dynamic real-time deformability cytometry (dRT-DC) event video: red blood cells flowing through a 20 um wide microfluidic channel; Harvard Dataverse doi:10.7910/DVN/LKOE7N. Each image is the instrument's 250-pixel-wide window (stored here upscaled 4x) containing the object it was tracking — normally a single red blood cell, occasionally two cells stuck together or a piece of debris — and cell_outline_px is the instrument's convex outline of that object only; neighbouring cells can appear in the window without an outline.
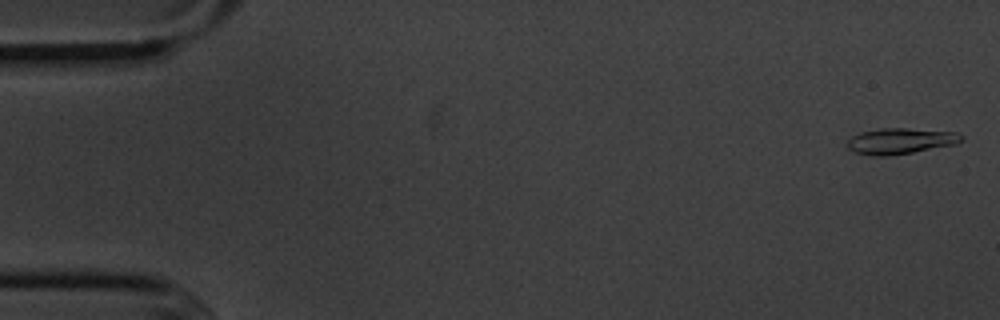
{"species": "common noctule bat (a hibernating species)", "species_latin": "Nyctalus noctula", "temperature_condition": "cold", "stored_images_in_passage": 56, "camera_frame_rate_fps": 3000, "um_per_image_px": 0.085, "animal": {"sex": "male", "body_mass_g": 20.1, "forearm_length_mm": 53.5}, "frame": {"image": 1, "passage_image": 2, "time_ms": 0.333, "image_size_px": [1000, 320], "cell_outline_px": [[964, 136], [956, 144], [912, 152], [888, 156], [872, 156], [856, 152], [848, 148], [844, 144], [852, 136], [860, 132], [880, 128], [904, 128], [956, 132]], "centroid_in_image_um": [76.48, 11.98], "position_along_channel_um": 8.5, "area_um2": 17.17}}
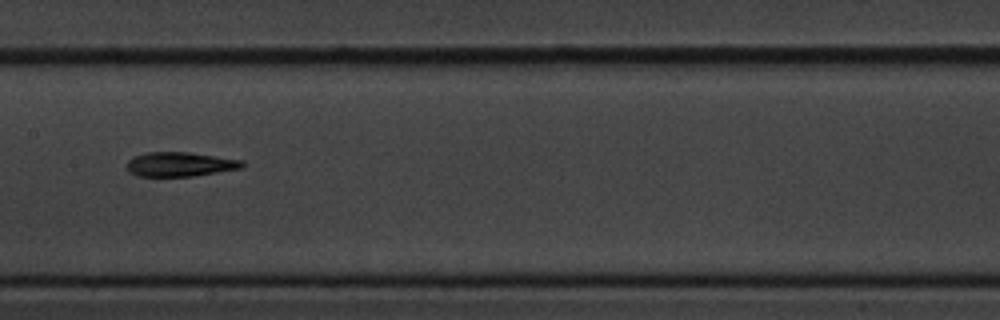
{"frame": {"image": 2, "passage_image": 28, "time_ms": 9.0, "image_size_px": [1000, 320], "cell_outline_px": [[244, 168], [192, 176], [136, 176], [128, 172], [128, 160], [132, 156], [148, 152], [188, 152], [244, 160]], "centroid_in_image_um": [15.31, 13.96], "position_along_channel_um": 192.1, "area_um2": 16.47}}
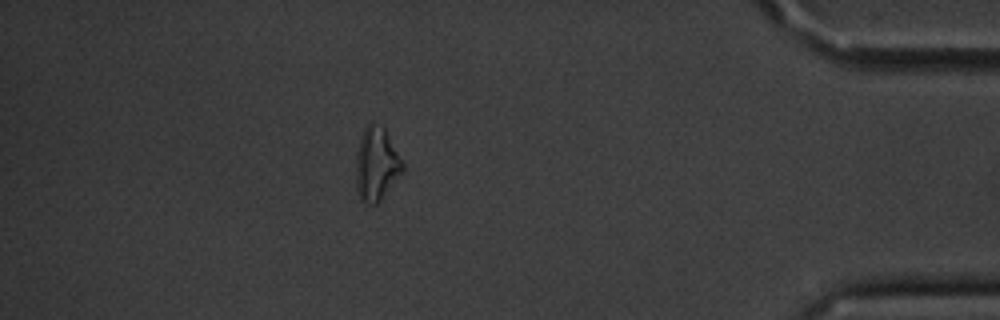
{"frame": {"image": 3, "passage_image": 49, "time_ms": 16.0, "image_size_px": [1000, 320], "cell_outline_px": [[404, 172], [380, 200], [376, 204], [364, 204], [360, 200], [356, 188], [356, 152], [364, 128], [372, 120], [384, 128], [404, 160]], "centroid_in_image_um": [32.01, 13.95], "position_along_channel_um": 403.2, "area_um2": 20.4}, "authors_computed_cell_mechanics": {"area_um2": 16.6753, "velocity_mm_per_s": 3.6257, "shape_relaxation_time_tau1_ms": 2.7226, "shape_relaxation_time_tau2_ms": 6.7338, "deformation_change_tau1": 0.1333, "deformation_change_tau2": 0.1836}}